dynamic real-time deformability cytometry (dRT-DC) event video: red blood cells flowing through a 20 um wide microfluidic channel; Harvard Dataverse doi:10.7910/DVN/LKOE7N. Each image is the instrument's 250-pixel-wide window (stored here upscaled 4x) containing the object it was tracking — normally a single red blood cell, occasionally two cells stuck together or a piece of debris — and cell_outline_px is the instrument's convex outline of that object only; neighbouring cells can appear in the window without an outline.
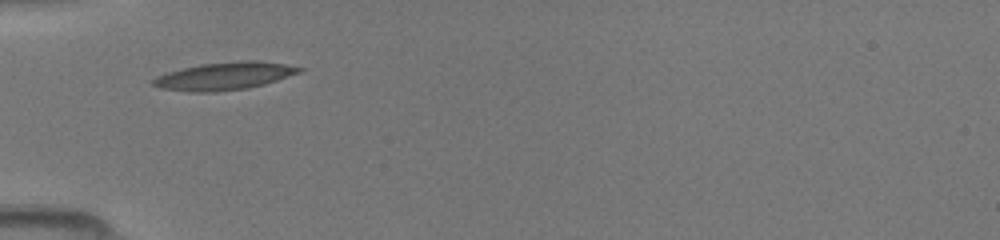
{"species": "common noctule bat (a hibernating species)", "species_latin": "Nyctalus noctula", "temperature_condition": "room temperature", "stored_images_in_passage": 6, "camera_frame_rate_fps": 3000, "um_per_image_px": 0.085, "animal": {"sex": "female", "body_mass_g": 19.5, "forearm_length_mm": 54.1}, "frame": {"image": 1, "passage_image": 1, "time_ms": 0.0, "image_size_px": [1000, 240], "cell_outline_px": [[304, 68], [300, 72], [264, 84], [248, 88], [212, 92], [192, 92], [160, 88], [152, 84], [152, 80], [156, 76], [168, 72], [200, 64], [240, 60], [256, 60], [284, 64]], "centroid_in_image_um": [19.06, 6.46], "position_along_channel_um": 65.9, "area_um2": 23.41}}
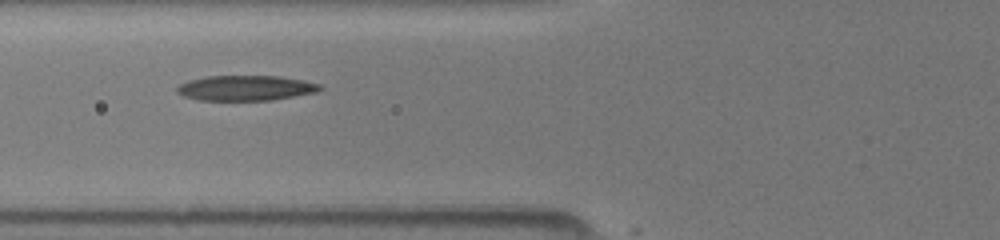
{"frame": {"image": 2, "passage_image": 4, "time_ms": 1.0, "image_size_px": [1000, 240], "cell_outline_px": [[324, 88], [316, 92], [272, 100], [196, 100], [184, 96], [176, 92], [176, 88], [180, 84], [188, 80], [208, 76], [280, 76], [304, 80], [320, 84]], "centroid_in_image_um": [20.88, 7.48], "position_along_channel_um": 104.9, "area_um2": 21.04}}